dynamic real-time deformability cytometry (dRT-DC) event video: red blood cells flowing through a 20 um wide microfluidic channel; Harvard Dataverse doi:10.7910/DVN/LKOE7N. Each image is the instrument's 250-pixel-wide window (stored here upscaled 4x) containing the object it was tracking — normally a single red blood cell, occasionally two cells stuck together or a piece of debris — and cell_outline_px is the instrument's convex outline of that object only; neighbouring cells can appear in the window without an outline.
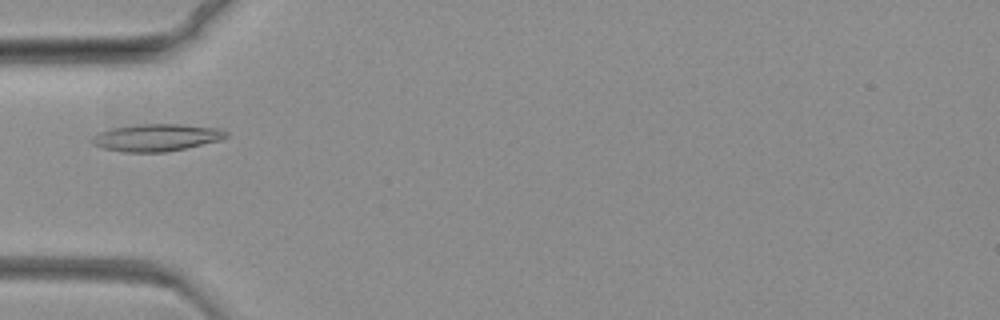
{"species": "common noctule bat (a hibernating species)", "species_latin": "Nyctalus noctula", "temperature_condition": "warm", "stored_images_in_passage": 52, "camera_frame_rate_fps": 3000, "um_per_image_px": 0.085, "animal": {"sex": "female", "body_mass_g": 19.3, "forearm_length_mm": 54.1}, "frame": {"image": 1, "passage_image": 1, "time_ms": 0.0, "image_size_px": [1000, 320], "cell_outline_px": [[228, 136], [220, 140], [184, 148], [164, 152], [120, 152], [104, 148], [92, 144], [88, 140], [92, 136], [100, 132], [112, 128], [140, 124], [180, 124], [220, 128], [228, 132]], "centroid_in_image_um": [13.27, 11.69], "position_along_channel_um": 71.7, "area_um2": 21.27}}
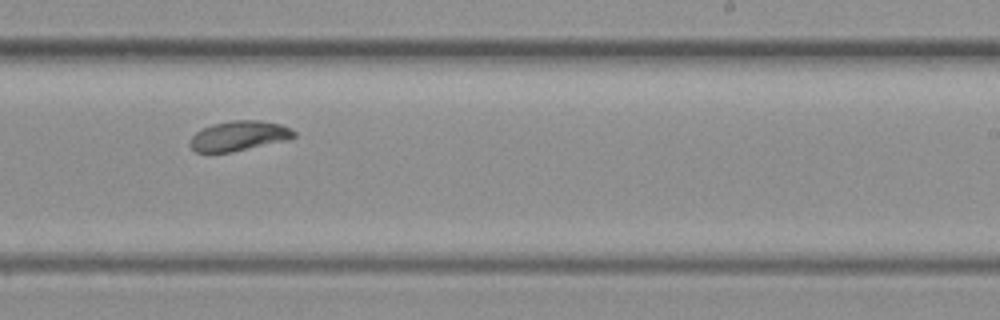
{"frame": {"image": 2, "passage_image": 23, "time_ms": 7.333, "image_size_px": [1000, 320], "cell_outline_px": [[296, 136], [284, 140], [232, 152], [196, 152], [188, 144], [192, 136], [196, 132], [212, 124], [232, 120], [260, 120], [280, 124], [296, 132]], "centroid_in_image_um": [20.27, 11.54], "position_along_channel_um": 268.7, "area_um2": 17.86}}
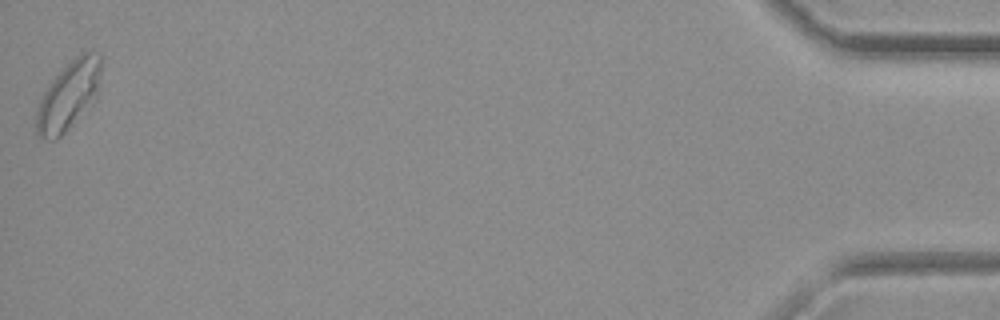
{"frame": {"image": 3, "passage_image": 52, "time_ms": 17.0, "image_size_px": [1000, 320], "cell_outline_px": [[100, 72], [96, 96], [68, 128], [56, 140], [40, 140], [36, 132], [36, 108], [44, 92], [60, 68], [80, 52], [88, 48], [100, 52]], "centroid_in_image_um": [5.79, 8.06], "position_along_channel_um": 429.4, "area_um2": 25.89}}